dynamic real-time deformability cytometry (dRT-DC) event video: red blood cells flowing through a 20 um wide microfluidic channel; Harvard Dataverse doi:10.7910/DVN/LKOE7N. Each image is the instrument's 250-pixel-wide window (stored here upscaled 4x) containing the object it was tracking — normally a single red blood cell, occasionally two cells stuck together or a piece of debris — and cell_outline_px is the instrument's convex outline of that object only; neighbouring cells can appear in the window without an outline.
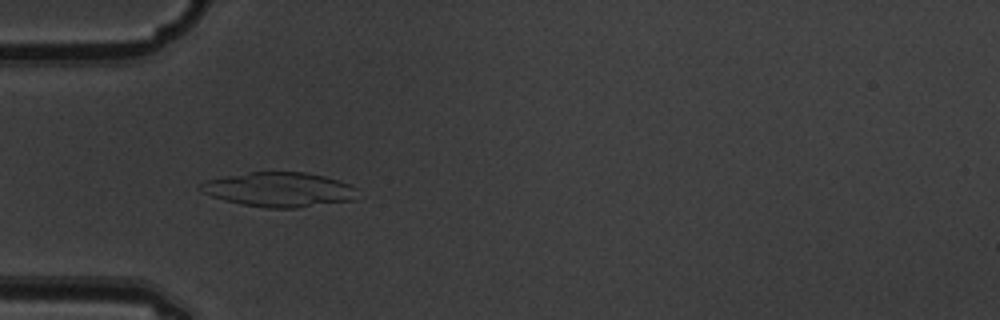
{"species": "common noctule bat (a hibernating species)", "species_latin": "Nyctalus noctula", "temperature_condition": "warm", "stored_images_in_passage": 5, "camera_frame_rate_fps": 3000, "um_per_image_px": 0.085, "animal": {"sex": "male", "body_mass_g": 19.5, "forearm_length_mm": 54.6}, "frame": {"image": 1, "passage_image": 4, "time_ms": 1.0, "image_size_px": [1000, 320], "cell_outline_px": [[356, 188], [352, 200], [296, 208], [268, 208], [240, 204], [224, 200], [200, 192], [196, 188], [200, 184], [208, 180], [224, 176], [248, 172], [304, 172], [324, 176], [340, 180]], "centroid_in_image_um": [23.66, 16.11], "position_along_channel_um": 61.3, "area_um2": 31.5}}
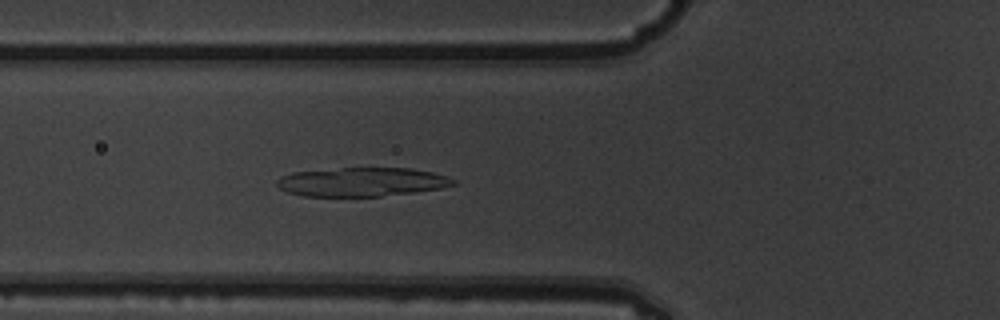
{"frame": {"image": 2, "passage_image": 5, "time_ms": 1.333, "image_size_px": [1000, 320], "cell_outline_px": [[456, 184], [440, 188], [412, 192], [380, 196], [304, 196], [288, 192], [280, 188], [276, 184], [276, 180], [280, 176], [292, 172], [340, 168], [412, 168], [432, 172], [448, 176], [456, 180]], "centroid_in_image_um": [30.75, 15.45], "position_along_channel_um": 95.1, "area_um2": 29.65}}